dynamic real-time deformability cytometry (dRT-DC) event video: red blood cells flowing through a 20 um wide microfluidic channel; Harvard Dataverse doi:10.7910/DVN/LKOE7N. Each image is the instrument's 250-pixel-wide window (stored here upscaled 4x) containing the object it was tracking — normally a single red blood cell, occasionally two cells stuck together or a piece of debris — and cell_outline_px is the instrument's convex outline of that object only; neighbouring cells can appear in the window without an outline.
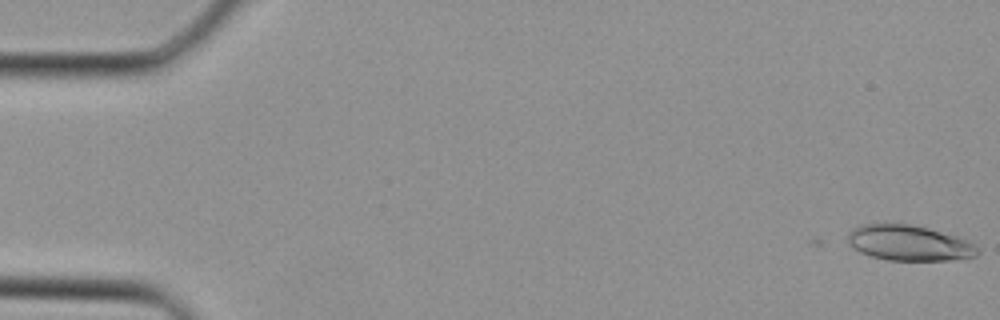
{"species": "Egyptian fruit bat (a non-hibernating species)", "species_latin": "Rousettus aegyptiacus", "temperature_condition": "cold", "stored_images_in_passage": 3, "camera_frame_rate_fps": 3000, "um_per_image_px": 0.085, "animal": {"sex": "female"}, "frame": {"image": 1, "passage_image": 3, "time_ms": 0.667, "image_size_px": [1000, 320], "cell_outline_px": [[980, 252], [976, 256], [964, 260], [888, 260], [872, 256], [860, 252], [848, 240], [848, 232], [864, 224], [908, 224], [928, 228], [976, 244], [980, 248]], "centroid_in_image_um": [77.34, 20.67], "position_along_channel_um": 7.7, "area_um2": 26.47}}